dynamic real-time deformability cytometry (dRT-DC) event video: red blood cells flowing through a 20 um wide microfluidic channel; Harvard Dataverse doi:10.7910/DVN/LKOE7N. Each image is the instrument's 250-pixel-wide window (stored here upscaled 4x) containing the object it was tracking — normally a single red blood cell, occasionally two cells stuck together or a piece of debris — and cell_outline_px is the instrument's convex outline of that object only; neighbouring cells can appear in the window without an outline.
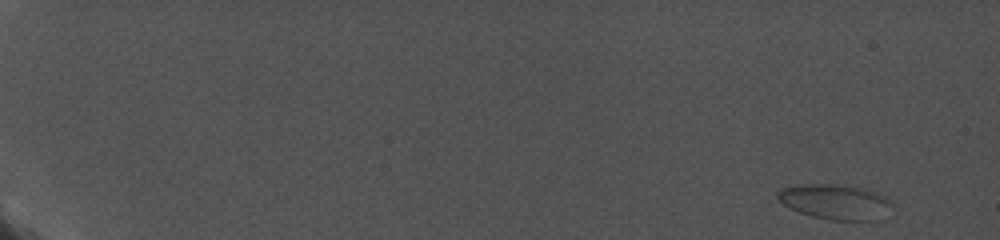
{"species": "common noctule bat (a hibernating species)", "species_latin": "Nyctalus noctula", "temperature_condition": "cold", "stored_images_in_passage": 38, "camera_frame_rate_fps": 5000, "um_per_image_px": 0.085, "animal": {"sex": "female", "body_mass_g": 19.0, "forearm_length_mm": 56.7}, "frame": {"image": 1, "passage_image": 1, "time_ms": 0.0, "image_size_px": [1000, 240], "cell_outline_px": [[892, 204], [868, 220], [828, 220], [812, 216], [800, 212], [784, 204], [776, 196], [776, 192], [784, 188], [804, 184], [836, 184], [860, 188], [876, 192], [884, 196]], "centroid_in_image_um": [70.87, 17.12], "position_along_channel_um": 14.1, "area_um2": 22.31}}
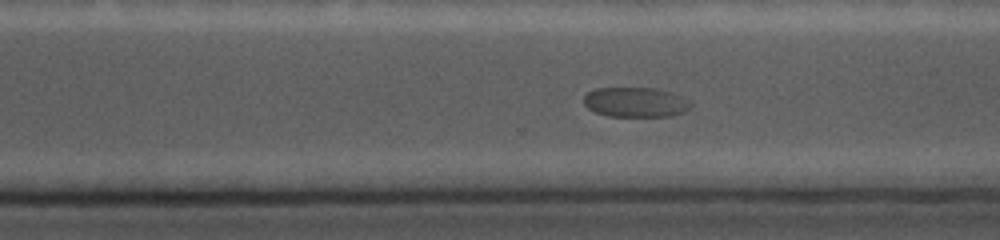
{"frame": {"image": 2, "passage_image": 35, "time_ms": 14.8, "image_size_px": [1000, 240], "cell_outline_px": [[692, 108], [684, 112], [672, 116], [608, 116], [596, 112], [588, 108], [584, 104], [584, 96], [588, 92], [596, 88], [656, 88], [672, 92], [692, 100]], "centroid_in_image_um": [54.09, 8.68], "position_along_channel_um": 316.5, "area_um2": 18.84}}
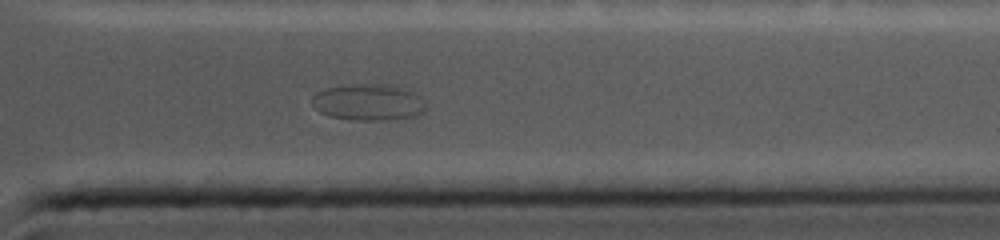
{"frame": {"image": 3, "passage_image": 38, "time_ms": 16.6, "image_size_px": [1000, 240], "cell_outline_px": [[428, 108], [416, 116], [384, 120], [356, 120], [332, 116], [320, 112], [312, 104], [312, 96], [316, 92], [324, 88], [356, 84], [380, 84], [400, 88], [424, 100]], "centroid_in_image_um": [31.28, 8.7], "position_along_channel_um": 380.1, "area_um2": 23.76}}